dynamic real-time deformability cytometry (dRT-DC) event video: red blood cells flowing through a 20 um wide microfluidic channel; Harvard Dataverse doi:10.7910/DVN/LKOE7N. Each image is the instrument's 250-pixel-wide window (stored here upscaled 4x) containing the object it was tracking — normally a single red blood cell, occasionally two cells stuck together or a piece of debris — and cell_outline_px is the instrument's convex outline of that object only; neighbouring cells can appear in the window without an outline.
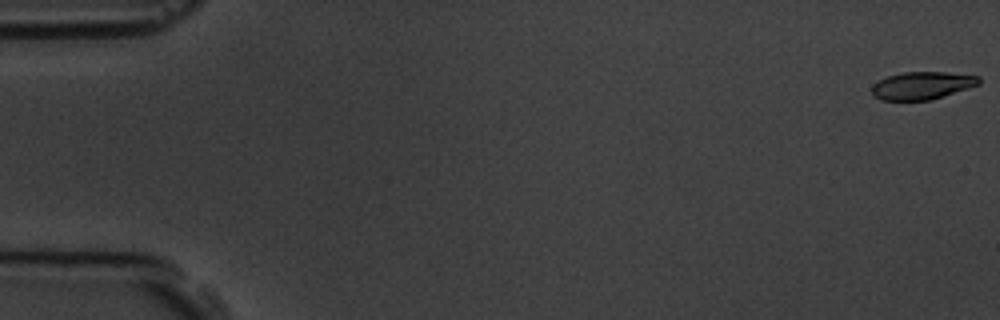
{"species": "common noctule bat (a hibernating species)", "species_latin": "Nyctalus noctula", "temperature_condition": "room temperature", "stored_images_in_passage": 18, "camera_frame_rate_fps": 3000, "um_per_image_px": 0.085, "animal": {"sex": "male", "body_mass_g": 19.5, "forearm_length_mm": 54.6}, "frame": {"image": 1, "passage_image": 1, "time_ms": 0.0, "image_size_px": [1000, 320], "cell_outline_px": [[980, 84], [932, 100], [880, 100], [872, 96], [872, 84], [888, 76], [904, 72], [944, 72], [980, 76]], "centroid_in_image_um": [78.37, 7.28], "position_along_channel_um": 6.6, "area_um2": 17.28}}